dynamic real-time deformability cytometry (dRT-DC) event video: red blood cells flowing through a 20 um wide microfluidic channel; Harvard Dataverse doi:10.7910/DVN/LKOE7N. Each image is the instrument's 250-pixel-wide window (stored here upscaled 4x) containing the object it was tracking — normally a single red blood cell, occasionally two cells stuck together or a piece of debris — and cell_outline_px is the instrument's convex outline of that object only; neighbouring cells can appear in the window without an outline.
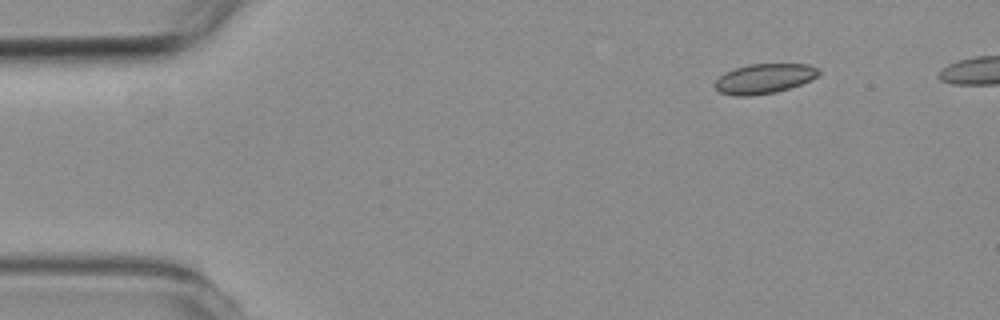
{"species": "common noctule bat (a hibernating species)", "species_latin": "Nyctalus noctula", "temperature_condition": "room temperature", "stored_images_in_passage": 6, "camera_frame_rate_fps": 3000, "um_per_image_px": 0.085, "animal": {"sex": "female", "body_mass_g": 19.3, "forearm_length_mm": 54.1}, "frame": {"image": 1, "passage_image": 2, "time_ms": 2.0, "image_size_px": [1000, 320], "cell_outline_px": [[820, 72], [812, 80], [776, 92], [748, 96], [736, 96], [720, 92], [712, 84], [724, 72], [748, 64], [808, 64], [820, 68]], "centroid_in_image_um": [64.95, 6.68], "position_along_channel_um": 20.0, "area_um2": 18.03}}
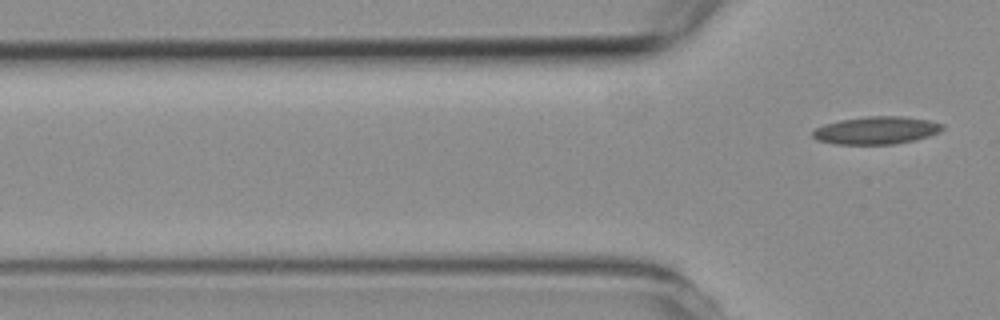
{"frame": {"image": 2, "passage_image": 6, "time_ms": 7.667, "image_size_px": [1000, 320], "cell_outline_px": [[944, 128], [940, 132], [928, 136], [896, 144], [836, 144], [816, 140], [812, 136], [812, 132], [816, 128], [824, 124], [840, 120], [868, 116], [900, 116], [928, 120], [944, 124]], "centroid_in_image_um": [74.48, 11.08], "position_along_channel_um": 51.3, "area_um2": 20.87}}